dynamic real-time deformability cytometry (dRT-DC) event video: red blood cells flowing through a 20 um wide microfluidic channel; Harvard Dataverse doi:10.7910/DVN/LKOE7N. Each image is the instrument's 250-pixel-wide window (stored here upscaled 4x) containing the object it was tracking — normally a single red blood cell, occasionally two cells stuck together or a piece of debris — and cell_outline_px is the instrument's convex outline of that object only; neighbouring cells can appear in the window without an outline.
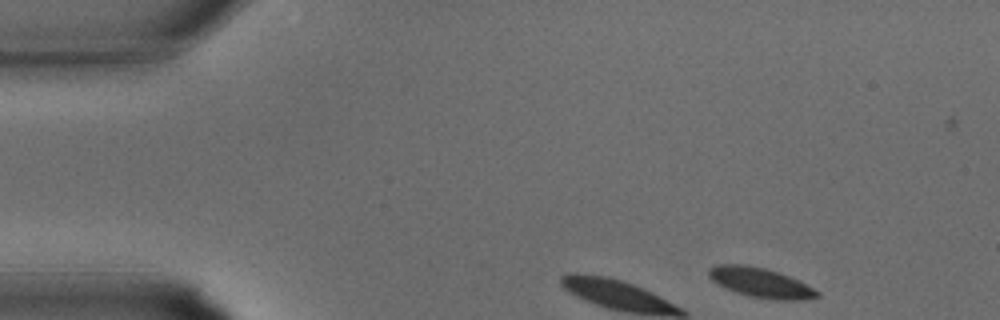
{"species": "common noctule bat (a hibernating species)", "species_latin": "Nyctalus noctula", "temperature_condition": "warm", "stored_images_in_passage": 6, "camera_frame_rate_fps": 3000, "um_per_image_px": 0.085, "animal": {"sex": "male", "body_mass_g": 15.6}, "frame": {"image": 1, "passage_image": 1, "time_ms": 0.0, "image_size_px": [1000, 320], "cell_outline_px": [[820, 296], [804, 300], [776, 300], [748, 296], [736, 292], [716, 284], [708, 276], [708, 268], [716, 264], [744, 264], [764, 268], [788, 276], [820, 292]], "centroid_in_image_um": [64.6, 24.03], "position_along_channel_um": 20.4, "area_um2": 18.67}}